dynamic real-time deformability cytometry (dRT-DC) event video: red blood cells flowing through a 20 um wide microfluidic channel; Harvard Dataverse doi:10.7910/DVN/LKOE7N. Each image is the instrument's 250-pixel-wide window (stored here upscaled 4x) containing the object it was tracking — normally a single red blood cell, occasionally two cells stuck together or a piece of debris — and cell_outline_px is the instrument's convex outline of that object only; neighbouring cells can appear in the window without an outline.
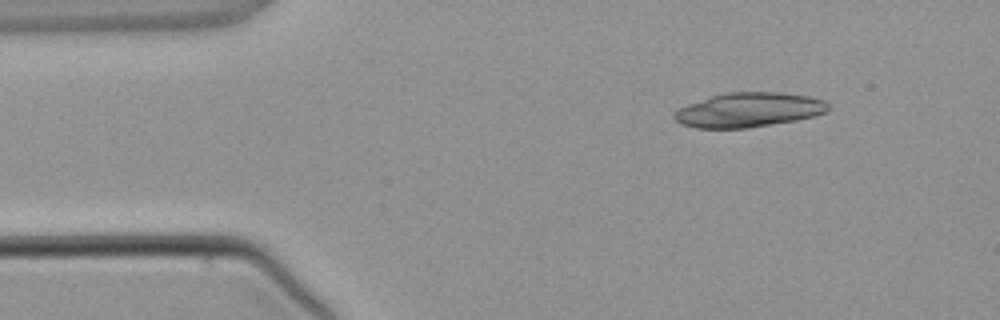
{"species": "common noctule bat (a hibernating species)", "species_latin": "Nyctalus noctula", "temperature_condition": "warm", "stored_images_in_passage": 3, "camera_frame_rate_fps": 3000, "um_per_image_px": 0.085, "animal": {"sex": "male", "body_mass_g": 21.5, "forearm_length_mm": 52.0}, "frame": {"image": 1, "passage_image": 1, "time_ms": 0.0, "image_size_px": [1000, 320], "cell_outline_px": [[828, 112], [816, 116], [796, 120], [748, 128], [696, 128], [680, 124], [672, 116], [680, 108], [688, 104], [712, 96], [728, 92], [780, 92], [808, 96], [824, 100], [828, 104]], "centroid_in_image_um": [63.67, 9.34], "position_along_channel_um": 21.3, "area_um2": 30.87}}